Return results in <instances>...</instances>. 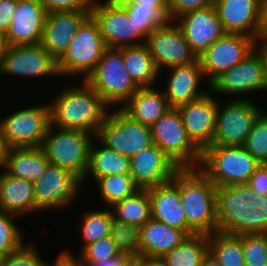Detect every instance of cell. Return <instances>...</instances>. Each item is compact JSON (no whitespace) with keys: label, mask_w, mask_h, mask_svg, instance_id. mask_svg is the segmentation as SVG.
<instances>
[{"label":"cell","mask_w":267,"mask_h":266,"mask_svg":"<svg viewBox=\"0 0 267 266\" xmlns=\"http://www.w3.org/2000/svg\"><path fill=\"white\" fill-rule=\"evenodd\" d=\"M150 130L152 143L180 168H198L202 151L189 138L177 108H170Z\"/></svg>","instance_id":"obj_9"},{"label":"cell","mask_w":267,"mask_h":266,"mask_svg":"<svg viewBox=\"0 0 267 266\" xmlns=\"http://www.w3.org/2000/svg\"><path fill=\"white\" fill-rule=\"evenodd\" d=\"M208 252V235H190L159 260L166 266H200Z\"/></svg>","instance_id":"obj_32"},{"label":"cell","mask_w":267,"mask_h":266,"mask_svg":"<svg viewBox=\"0 0 267 266\" xmlns=\"http://www.w3.org/2000/svg\"><path fill=\"white\" fill-rule=\"evenodd\" d=\"M77 254L80 256L82 264H93L124 255L111 236L90 243Z\"/></svg>","instance_id":"obj_42"},{"label":"cell","mask_w":267,"mask_h":266,"mask_svg":"<svg viewBox=\"0 0 267 266\" xmlns=\"http://www.w3.org/2000/svg\"><path fill=\"white\" fill-rule=\"evenodd\" d=\"M106 48L96 21L89 15L57 60L60 76L66 79L78 75L85 81L96 68Z\"/></svg>","instance_id":"obj_6"},{"label":"cell","mask_w":267,"mask_h":266,"mask_svg":"<svg viewBox=\"0 0 267 266\" xmlns=\"http://www.w3.org/2000/svg\"><path fill=\"white\" fill-rule=\"evenodd\" d=\"M112 217V210L109 207L88 210L82 213L78 221L80 224H77L81 235L80 239H82L80 252L90 243L110 236Z\"/></svg>","instance_id":"obj_35"},{"label":"cell","mask_w":267,"mask_h":266,"mask_svg":"<svg viewBox=\"0 0 267 266\" xmlns=\"http://www.w3.org/2000/svg\"><path fill=\"white\" fill-rule=\"evenodd\" d=\"M85 81L112 109L116 105V108H121L139 89L125 69L122 47H107L96 68Z\"/></svg>","instance_id":"obj_7"},{"label":"cell","mask_w":267,"mask_h":266,"mask_svg":"<svg viewBox=\"0 0 267 266\" xmlns=\"http://www.w3.org/2000/svg\"><path fill=\"white\" fill-rule=\"evenodd\" d=\"M228 101L220 103L219 100L211 145L243 146L254 122L265 108L258 107L253 100L248 99H229Z\"/></svg>","instance_id":"obj_10"},{"label":"cell","mask_w":267,"mask_h":266,"mask_svg":"<svg viewBox=\"0 0 267 266\" xmlns=\"http://www.w3.org/2000/svg\"><path fill=\"white\" fill-rule=\"evenodd\" d=\"M254 50L260 57L262 63L263 77L265 80V89L267 92V43L255 41Z\"/></svg>","instance_id":"obj_51"},{"label":"cell","mask_w":267,"mask_h":266,"mask_svg":"<svg viewBox=\"0 0 267 266\" xmlns=\"http://www.w3.org/2000/svg\"><path fill=\"white\" fill-rule=\"evenodd\" d=\"M94 139L95 135L82 130L50 126L41 148L51 164L69 170L82 181Z\"/></svg>","instance_id":"obj_5"},{"label":"cell","mask_w":267,"mask_h":266,"mask_svg":"<svg viewBox=\"0 0 267 266\" xmlns=\"http://www.w3.org/2000/svg\"><path fill=\"white\" fill-rule=\"evenodd\" d=\"M127 11L130 20L146 37L156 27L169 21L168 7H145L141 3H120Z\"/></svg>","instance_id":"obj_37"},{"label":"cell","mask_w":267,"mask_h":266,"mask_svg":"<svg viewBox=\"0 0 267 266\" xmlns=\"http://www.w3.org/2000/svg\"><path fill=\"white\" fill-rule=\"evenodd\" d=\"M168 69L169 75H167L168 79L165 81L163 92L171 108L187 104L207 93V90H204L201 86L202 81L206 79L204 78L199 59L189 64L174 66Z\"/></svg>","instance_id":"obj_22"},{"label":"cell","mask_w":267,"mask_h":266,"mask_svg":"<svg viewBox=\"0 0 267 266\" xmlns=\"http://www.w3.org/2000/svg\"><path fill=\"white\" fill-rule=\"evenodd\" d=\"M178 188L188 227L195 234L217 231V187L199 168H180L171 180Z\"/></svg>","instance_id":"obj_3"},{"label":"cell","mask_w":267,"mask_h":266,"mask_svg":"<svg viewBox=\"0 0 267 266\" xmlns=\"http://www.w3.org/2000/svg\"><path fill=\"white\" fill-rule=\"evenodd\" d=\"M94 141H92L90 148L89 167L81 181L82 187L89 177L95 180L104 176L130 174V159L128 157L122 156L106 145L101 143L98 145Z\"/></svg>","instance_id":"obj_30"},{"label":"cell","mask_w":267,"mask_h":266,"mask_svg":"<svg viewBox=\"0 0 267 266\" xmlns=\"http://www.w3.org/2000/svg\"><path fill=\"white\" fill-rule=\"evenodd\" d=\"M243 147L259 164H267V110L254 122Z\"/></svg>","instance_id":"obj_40"},{"label":"cell","mask_w":267,"mask_h":266,"mask_svg":"<svg viewBox=\"0 0 267 266\" xmlns=\"http://www.w3.org/2000/svg\"><path fill=\"white\" fill-rule=\"evenodd\" d=\"M0 210L20 218L35 214L34 184L28 180L10 176L2 170L0 172Z\"/></svg>","instance_id":"obj_27"},{"label":"cell","mask_w":267,"mask_h":266,"mask_svg":"<svg viewBox=\"0 0 267 266\" xmlns=\"http://www.w3.org/2000/svg\"><path fill=\"white\" fill-rule=\"evenodd\" d=\"M110 236L122 254L139 256L140 229L112 217Z\"/></svg>","instance_id":"obj_39"},{"label":"cell","mask_w":267,"mask_h":266,"mask_svg":"<svg viewBox=\"0 0 267 266\" xmlns=\"http://www.w3.org/2000/svg\"><path fill=\"white\" fill-rule=\"evenodd\" d=\"M200 266H221V265L208 251L207 254L203 257Z\"/></svg>","instance_id":"obj_54"},{"label":"cell","mask_w":267,"mask_h":266,"mask_svg":"<svg viewBox=\"0 0 267 266\" xmlns=\"http://www.w3.org/2000/svg\"><path fill=\"white\" fill-rule=\"evenodd\" d=\"M211 91L187 104L177 107L182 123L191 141L203 151L212 144L219 100Z\"/></svg>","instance_id":"obj_18"},{"label":"cell","mask_w":267,"mask_h":266,"mask_svg":"<svg viewBox=\"0 0 267 266\" xmlns=\"http://www.w3.org/2000/svg\"><path fill=\"white\" fill-rule=\"evenodd\" d=\"M17 7V0H1L0 2V31L6 33Z\"/></svg>","instance_id":"obj_48"},{"label":"cell","mask_w":267,"mask_h":266,"mask_svg":"<svg viewBox=\"0 0 267 266\" xmlns=\"http://www.w3.org/2000/svg\"><path fill=\"white\" fill-rule=\"evenodd\" d=\"M1 74L37 80L45 76L62 78L57 60L40 43L9 46L0 59Z\"/></svg>","instance_id":"obj_15"},{"label":"cell","mask_w":267,"mask_h":266,"mask_svg":"<svg viewBox=\"0 0 267 266\" xmlns=\"http://www.w3.org/2000/svg\"><path fill=\"white\" fill-rule=\"evenodd\" d=\"M20 217L0 210V255L5 257L19 250L27 242L24 235L14 222Z\"/></svg>","instance_id":"obj_38"},{"label":"cell","mask_w":267,"mask_h":266,"mask_svg":"<svg viewBox=\"0 0 267 266\" xmlns=\"http://www.w3.org/2000/svg\"><path fill=\"white\" fill-rule=\"evenodd\" d=\"M261 0H214V6L226 33L255 38Z\"/></svg>","instance_id":"obj_24"},{"label":"cell","mask_w":267,"mask_h":266,"mask_svg":"<svg viewBox=\"0 0 267 266\" xmlns=\"http://www.w3.org/2000/svg\"><path fill=\"white\" fill-rule=\"evenodd\" d=\"M87 11H51L47 13L40 45L58 60L69 46Z\"/></svg>","instance_id":"obj_21"},{"label":"cell","mask_w":267,"mask_h":266,"mask_svg":"<svg viewBox=\"0 0 267 266\" xmlns=\"http://www.w3.org/2000/svg\"><path fill=\"white\" fill-rule=\"evenodd\" d=\"M119 3H141L145 7H168V0H117Z\"/></svg>","instance_id":"obj_53"},{"label":"cell","mask_w":267,"mask_h":266,"mask_svg":"<svg viewBox=\"0 0 267 266\" xmlns=\"http://www.w3.org/2000/svg\"><path fill=\"white\" fill-rule=\"evenodd\" d=\"M216 205L218 232L267 233V195L256 196L247 184L217 187Z\"/></svg>","instance_id":"obj_1"},{"label":"cell","mask_w":267,"mask_h":266,"mask_svg":"<svg viewBox=\"0 0 267 266\" xmlns=\"http://www.w3.org/2000/svg\"><path fill=\"white\" fill-rule=\"evenodd\" d=\"M95 182L101 202L109 208L140 190L130 174L104 176L96 178Z\"/></svg>","instance_id":"obj_36"},{"label":"cell","mask_w":267,"mask_h":266,"mask_svg":"<svg viewBox=\"0 0 267 266\" xmlns=\"http://www.w3.org/2000/svg\"><path fill=\"white\" fill-rule=\"evenodd\" d=\"M174 22L197 57L226 33L214 5L179 15Z\"/></svg>","instance_id":"obj_20"},{"label":"cell","mask_w":267,"mask_h":266,"mask_svg":"<svg viewBox=\"0 0 267 266\" xmlns=\"http://www.w3.org/2000/svg\"><path fill=\"white\" fill-rule=\"evenodd\" d=\"M143 266H166L159 259L145 260Z\"/></svg>","instance_id":"obj_56"},{"label":"cell","mask_w":267,"mask_h":266,"mask_svg":"<svg viewBox=\"0 0 267 266\" xmlns=\"http://www.w3.org/2000/svg\"><path fill=\"white\" fill-rule=\"evenodd\" d=\"M90 15L96 21L107 47L121 48L145 43L146 37L117 0H95Z\"/></svg>","instance_id":"obj_12"},{"label":"cell","mask_w":267,"mask_h":266,"mask_svg":"<svg viewBox=\"0 0 267 266\" xmlns=\"http://www.w3.org/2000/svg\"><path fill=\"white\" fill-rule=\"evenodd\" d=\"M259 165L243 146L210 145L202 151L198 168L219 187L247 184Z\"/></svg>","instance_id":"obj_4"},{"label":"cell","mask_w":267,"mask_h":266,"mask_svg":"<svg viewBox=\"0 0 267 266\" xmlns=\"http://www.w3.org/2000/svg\"><path fill=\"white\" fill-rule=\"evenodd\" d=\"M47 13L38 0H17L6 32L9 46L40 43Z\"/></svg>","instance_id":"obj_23"},{"label":"cell","mask_w":267,"mask_h":266,"mask_svg":"<svg viewBox=\"0 0 267 266\" xmlns=\"http://www.w3.org/2000/svg\"><path fill=\"white\" fill-rule=\"evenodd\" d=\"M255 41L267 43V0H261Z\"/></svg>","instance_id":"obj_50"},{"label":"cell","mask_w":267,"mask_h":266,"mask_svg":"<svg viewBox=\"0 0 267 266\" xmlns=\"http://www.w3.org/2000/svg\"><path fill=\"white\" fill-rule=\"evenodd\" d=\"M48 105L51 126L82 130L93 135L110 111V107L86 81L61 88Z\"/></svg>","instance_id":"obj_2"},{"label":"cell","mask_w":267,"mask_h":266,"mask_svg":"<svg viewBox=\"0 0 267 266\" xmlns=\"http://www.w3.org/2000/svg\"><path fill=\"white\" fill-rule=\"evenodd\" d=\"M139 229V257L144 261L160 259L190 236L185 230L170 227L154 218Z\"/></svg>","instance_id":"obj_25"},{"label":"cell","mask_w":267,"mask_h":266,"mask_svg":"<svg viewBox=\"0 0 267 266\" xmlns=\"http://www.w3.org/2000/svg\"><path fill=\"white\" fill-rule=\"evenodd\" d=\"M126 71L138 87L155 86L160 75L147 45L122 47Z\"/></svg>","instance_id":"obj_31"},{"label":"cell","mask_w":267,"mask_h":266,"mask_svg":"<svg viewBox=\"0 0 267 266\" xmlns=\"http://www.w3.org/2000/svg\"><path fill=\"white\" fill-rule=\"evenodd\" d=\"M0 125L9 147H41L51 126L47 103L25 107L0 118Z\"/></svg>","instance_id":"obj_11"},{"label":"cell","mask_w":267,"mask_h":266,"mask_svg":"<svg viewBox=\"0 0 267 266\" xmlns=\"http://www.w3.org/2000/svg\"><path fill=\"white\" fill-rule=\"evenodd\" d=\"M10 149L0 125V170L4 168Z\"/></svg>","instance_id":"obj_52"},{"label":"cell","mask_w":267,"mask_h":266,"mask_svg":"<svg viewBox=\"0 0 267 266\" xmlns=\"http://www.w3.org/2000/svg\"><path fill=\"white\" fill-rule=\"evenodd\" d=\"M95 140L129 159L152 144L150 127L133 120L121 108L110 109Z\"/></svg>","instance_id":"obj_8"},{"label":"cell","mask_w":267,"mask_h":266,"mask_svg":"<svg viewBox=\"0 0 267 266\" xmlns=\"http://www.w3.org/2000/svg\"><path fill=\"white\" fill-rule=\"evenodd\" d=\"M214 5V0H168L169 20L184 13Z\"/></svg>","instance_id":"obj_45"},{"label":"cell","mask_w":267,"mask_h":266,"mask_svg":"<svg viewBox=\"0 0 267 266\" xmlns=\"http://www.w3.org/2000/svg\"><path fill=\"white\" fill-rule=\"evenodd\" d=\"M49 163L41 147L12 148L3 171L10 176L34 183L44 174Z\"/></svg>","instance_id":"obj_29"},{"label":"cell","mask_w":267,"mask_h":266,"mask_svg":"<svg viewBox=\"0 0 267 266\" xmlns=\"http://www.w3.org/2000/svg\"><path fill=\"white\" fill-rule=\"evenodd\" d=\"M9 48L6 33L0 31V59L2 54Z\"/></svg>","instance_id":"obj_55"},{"label":"cell","mask_w":267,"mask_h":266,"mask_svg":"<svg viewBox=\"0 0 267 266\" xmlns=\"http://www.w3.org/2000/svg\"><path fill=\"white\" fill-rule=\"evenodd\" d=\"M46 266H83L80 256L76 257L70 250L64 249L59 252L55 261L52 263L47 262Z\"/></svg>","instance_id":"obj_49"},{"label":"cell","mask_w":267,"mask_h":266,"mask_svg":"<svg viewBox=\"0 0 267 266\" xmlns=\"http://www.w3.org/2000/svg\"><path fill=\"white\" fill-rule=\"evenodd\" d=\"M179 169L180 167L154 143L130 158V175L140 189L171 181Z\"/></svg>","instance_id":"obj_19"},{"label":"cell","mask_w":267,"mask_h":266,"mask_svg":"<svg viewBox=\"0 0 267 266\" xmlns=\"http://www.w3.org/2000/svg\"><path fill=\"white\" fill-rule=\"evenodd\" d=\"M209 90L213 95L215 93L214 96L220 94L221 100L222 95H228V100H252L249 95L253 92H265L262 63L256 51L253 50L238 64L216 77L209 84Z\"/></svg>","instance_id":"obj_13"},{"label":"cell","mask_w":267,"mask_h":266,"mask_svg":"<svg viewBox=\"0 0 267 266\" xmlns=\"http://www.w3.org/2000/svg\"><path fill=\"white\" fill-rule=\"evenodd\" d=\"M33 184L36 212L39 213L71 207L82 188L81 180L76 175L51 163Z\"/></svg>","instance_id":"obj_14"},{"label":"cell","mask_w":267,"mask_h":266,"mask_svg":"<svg viewBox=\"0 0 267 266\" xmlns=\"http://www.w3.org/2000/svg\"><path fill=\"white\" fill-rule=\"evenodd\" d=\"M245 266H267V233L241 234Z\"/></svg>","instance_id":"obj_41"},{"label":"cell","mask_w":267,"mask_h":266,"mask_svg":"<svg viewBox=\"0 0 267 266\" xmlns=\"http://www.w3.org/2000/svg\"><path fill=\"white\" fill-rule=\"evenodd\" d=\"M208 251L221 266H245L241 235L216 231L208 235Z\"/></svg>","instance_id":"obj_34"},{"label":"cell","mask_w":267,"mask_h":266,"mask_svg":"<svg viewBox=\"0 0 267 266\" xmlns=\"http://www.w3.org/2000/svg\"><path fill=\"white\" fill-rule=\"evenodd\" d=\"M147 190L152 218L170 227L185 230L189 235L195 234L187 225L179 188L172 181Z\"/></svg>","instance_id":"obj_26"},{"label":"cell","mask_w":267,"mask_h":266,"mask_svg":"<svg viewBox=\"0 0 267 266\" xmlns=\"http://www.w3.org/2000/svg\"><path fill=\"white\" fill-rule=\"evenodd\" d=\"M147 45L154 63L159 70L189 64L198 59L180 27L173 21H166L146 36Z\"/></svg>","instance_id":"obj_16"},{"label":"cell","mask_w":267,"mask_h":266,"mask_svg":"<svg viewBox=\"0 0 267 266\" xmlns=\"http://www.w3.org/2000/svg\"><path fill=\"white\" fill-rule=\"evenodd\" d=\"M144 260L139 256L122 255L93 264H82L83 266H143Z\"/></svg>","instance_id":"obj_47"},{"label":"cell","mask_w":267,"mask_h":266,"mask_svg":"<svg viewBox=\"0 0 267 266\" xmlns=\"http://www.w3.org/2000/svg\"><path fill=\"white\" fill-rule=\"evenodd\" d=\"M256 196L267 195V164H260L247 182Z\"/></svg>","instance_id":"obj_46"},{"label":"cell","mask_w":267,"mask_h":266,"mask_svg":"<svg viewBox=\"0 0 267 266\" xmlns=\"http://www.w3.org/2000/svg\"><path fill=\"white\" fill-rule=\"evenodd\" d=\"M254 44L255 38L225 33L198 56L208 89L216 77L250 54L254 50Z\"/></svg>","instance_id":"obj_17"},{"label":"cell","mask_w":267,"mask_h":266,"mask_svg":"<svg viewBox=\"0 0 267 266\" xmlns=\"http://www.w3.org/2000/svg\"><path fill=\"white\" fill-rule=\"evenodd\" d=\"M110 208L114 218L139 228L152 218L147 189L138 190L134 195L124 198Z\"/></svg>","instance_id":"obj_33"},{"label":"cell","mask_w":267,"mask_h":266,"mask_svg":"<svg viewBox=\"0 0 267 266\" xmlns=\"http://www.w3.org/2000/svg\"><path fill=\"white\" fill-rule=\"evenodd\" d=\"M170 108L163 90L160 91L154 86L139 87L121 107L133 120L149 127Z\"/></svg>","instance_id":"obj_28"},{"label":"cell","mask_w":267,"mask_h":266,"mask_svg":"<svg viewBox=\"0 0 267 266\" xmlns=\"http://www.w3.org/2000/svg\"><path fill=\"white\" fill-rule=\"evenodd\" d=\"M47 12L87 11L91 12L95 0H38Z\"/></svg>","instance_id":"obj_44"},{"label":"cell","mask_w":267,"mask_h":266,"mask_svg":"<svg viewBox=\"0 0 267 266\" xmlns=\"http://www.w3.org/2000/svg\"><path fill=\"white\" fill-rule=\"evenodd\" d=\"M34 243V244H33ZM35 242H27L19 250L2 258L0 266H46Z\"/></svg>","instance_id":"obj_43"}]
</instances>
